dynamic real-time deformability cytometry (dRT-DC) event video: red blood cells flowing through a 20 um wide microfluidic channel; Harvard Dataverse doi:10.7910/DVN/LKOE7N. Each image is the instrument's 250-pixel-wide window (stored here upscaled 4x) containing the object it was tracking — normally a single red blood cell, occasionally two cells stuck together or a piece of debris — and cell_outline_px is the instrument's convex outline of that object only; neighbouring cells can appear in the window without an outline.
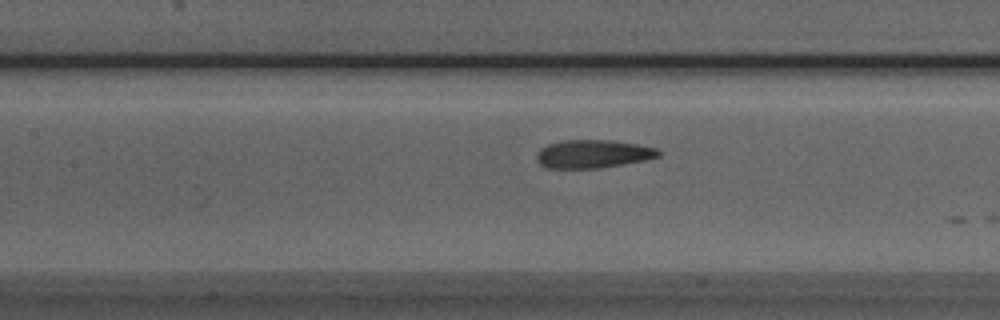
{"species": "Egyptian fruit bat (a non-hibernating species)", "species_latin": "Rousettus aegyptiacus", "temperature_condition": "room temperature", "stored_images_in_passage": 15, "camera_frame_rate_fps": 3000, "um_per_image_px": 0.085, "animal": {"sex": "male"}, "frame": {"image": 1, "passage_image": 13, "time_ms": 4.0, "image_size_px": [1000, 320], "cell_outline_px": [[660, 156], [644, 160], [600, 168], [548, 168], [540, 164], [536, 160], [536, 152], [540, 148], [548, 144], [564, 140], [612, 140], [636, 144], [656, 148], [660, 152]], "centroid_in_image_um": [50.36, 13.08], "position_along_channel_um": 157.0, "area_um2": 20.0}}